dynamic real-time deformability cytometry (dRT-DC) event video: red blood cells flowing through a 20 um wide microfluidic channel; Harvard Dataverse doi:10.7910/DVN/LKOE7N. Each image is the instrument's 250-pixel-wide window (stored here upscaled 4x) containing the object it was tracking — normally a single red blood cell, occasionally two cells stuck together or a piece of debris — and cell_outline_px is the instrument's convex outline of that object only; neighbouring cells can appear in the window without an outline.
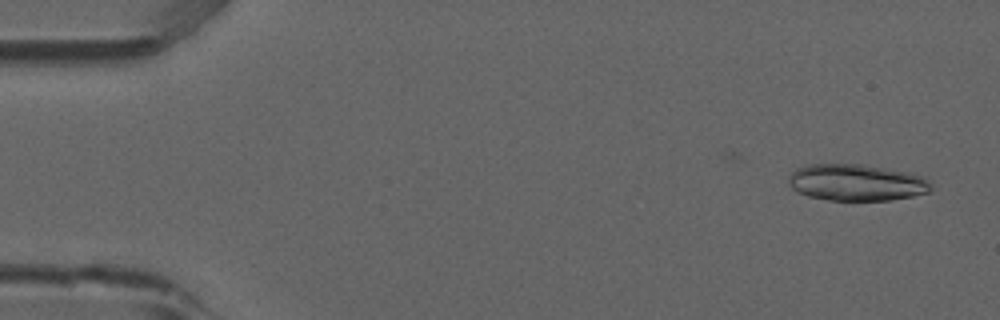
{"species": "common noctule bat (a hibernating species)", "species_latin": "Nyctalus noctula", "temperature_condition": "room temperature", "stored_images_in_passage": 4, "camera_frame_rate_fps": 3000, "um_per_image_px": 0.085, "animal": {"sex": "male", "forearm_length_mm": 52.5}, "frame": {"image": 1, "passage_image": 1, "time_ms": 0.0, "image_size_px": [1000, 320], "cell_outline_px": [[932, 192], [912, 196], [888, 200], [828, 200], [808, 196], [796, 192], [788, 184], [788, 176], [796, 168], [804, 164], [864, 164], [912, 172], [924, 176], [932, 184]], "centroid_in_image_um": [72.82, 15.5], "position_along_channel_um": 12.2, "area_um2": 30.98}}